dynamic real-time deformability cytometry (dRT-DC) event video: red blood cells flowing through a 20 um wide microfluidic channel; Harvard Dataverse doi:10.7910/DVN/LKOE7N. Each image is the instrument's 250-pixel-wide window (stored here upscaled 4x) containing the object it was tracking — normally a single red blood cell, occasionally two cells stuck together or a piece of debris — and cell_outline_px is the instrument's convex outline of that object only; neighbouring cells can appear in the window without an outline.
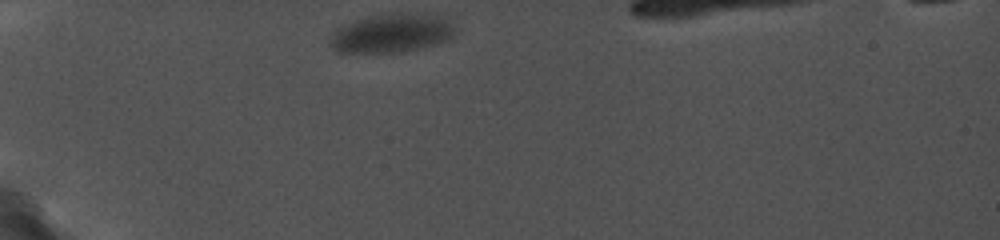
{"species": "common noctule bat (a hibernating species)", "species_latin": "Nyctalus noctula", "temperature_condition": "cold", "stored_images_in_passage": 30, "camera_frame_rate_fps": 5000, "um_per_image_px": 0.085, "animal": {"sex": "female", "body_mass_g": 19.0, "forearm_length_mm": 56.7}, "frame": {"image": 1, "passage_image": 1, "time_ms": 0.0, "image_size_px": [1000, 240], "cell_outline_px": [[460, 32], [448, 40], [436, 44], [404, 52], [336, 52], [328, 44], [328, 36], [336, 28], [344, 24], [368, 16], [392, 12], [400, 12], [448, 16]], "centroid_in_image_um": [33.34, 2.8], "position_along_channel_um": 51.7, "area_um2": 29.3}}
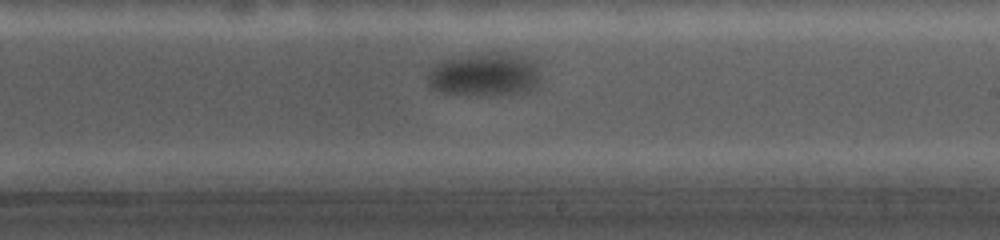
{"frame": {"image": 2, "passage_image": 17, "time_ms": 7.0, "image_size_px": [1000, 240], "cell_outline_px": [[540, 84], [536, 88], [528, 92], [480, 96], [464, 96], [440, 92], [428, 88], [428, 72], [440, 60], [488, 52], [496, 52], [524, 56], [536, 60], [540, 76]], "centroid_in_image_um": [41.21, 6.37], "position_along_channel_um": 247.8, "area_um2": 29.42}}
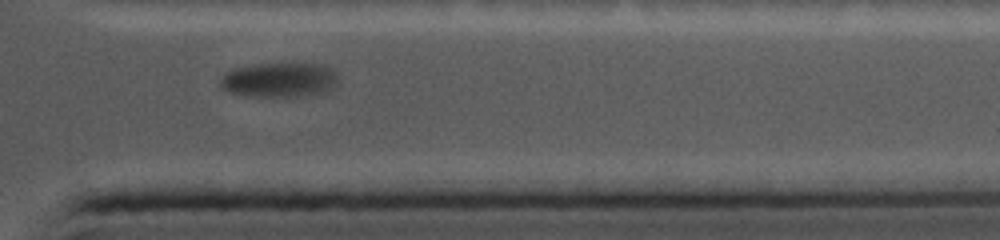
{"frame": {"image": 3, "passage_image": 27, "time_ms": 11.2, "image_size_px": [1000, 240], "cell_outline_px": [[336, 88], [328, 92], [300, 96], [252, 96], [228, 92], [220, 84], [220, 80], [228, 72], [236, 68], [260, 64], [324, 64], [332, 68], [336, 72]], "centroid_in_image_um": [23.83, 6.8], "position_along_channel_um": 387.6, "area_um2": 23.58}}